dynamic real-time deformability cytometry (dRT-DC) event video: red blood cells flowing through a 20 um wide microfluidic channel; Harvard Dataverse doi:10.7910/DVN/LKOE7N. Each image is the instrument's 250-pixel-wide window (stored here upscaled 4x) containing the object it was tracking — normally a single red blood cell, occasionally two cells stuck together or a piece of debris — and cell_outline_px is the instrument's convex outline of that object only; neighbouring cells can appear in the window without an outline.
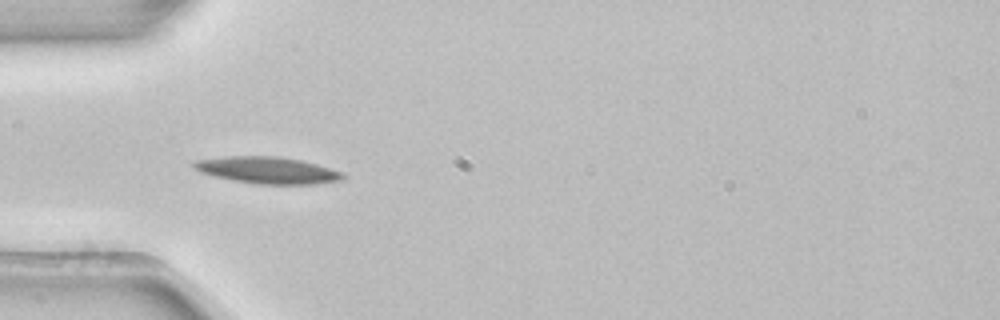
{"species": "common noctule bat (a hibernating species)", "species_latin": "Nyctalus noctula", "temperature_condition": "room temperature", "stored_images_in_passage": 6, "camera_frame_rate_fps": 3000, "um_per_image_px": 0.085, "animal": {"sex": "female", "body_mass_g": 22.7, "forearm_length_mm": 54.2}, "frame": {"image": 1, "passage_image": 5, "time_ms": 1.333, "image_size_px": [1000, 320], "cell_outline_px": [[348, 176], [340, 180], [316, 184], [256, 184], [232, 180], [200, 172], [192, 168], [192, 164], [196, 160], [224, 156], [280, 156], [300, 160], [316, 164], [340, 172]], "centroid_in_image_um": [22.7, 14.46], "position_along_channel_um": 62.3, "area_um2": 23.18}}